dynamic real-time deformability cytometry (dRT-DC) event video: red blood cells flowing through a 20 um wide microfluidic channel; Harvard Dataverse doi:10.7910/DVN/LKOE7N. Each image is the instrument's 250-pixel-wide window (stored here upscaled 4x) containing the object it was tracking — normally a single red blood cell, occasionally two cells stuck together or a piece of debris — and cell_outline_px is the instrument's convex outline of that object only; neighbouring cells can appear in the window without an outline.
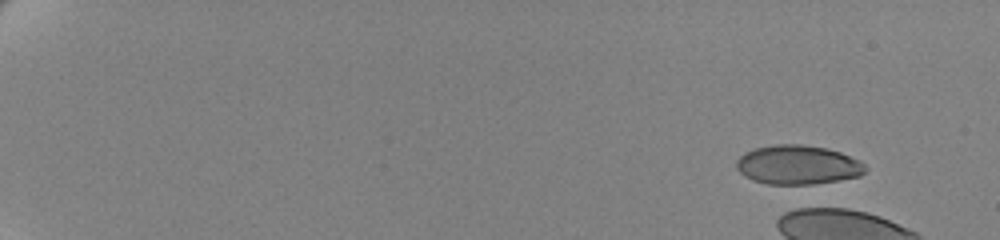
{"species": "human", "species_latin": "Homo sapiens", "temperature_condition": "cold", "stored_images_in_passage": 5, "camera_frame_rate_fps": 3000, "um_per_image_px": 0.085, "donor": {"sex": "female"}, "frame": {"image": 1, "passage_image": 1, "time_ms": 0.0, "image_size_px": [1000, 240], "cell_outline_px": [[868, 168], [860, 176], [812, 184], [768, 184], [752, 180], [744, 176], [736, 168], [736, 160], [744, 152], [756, 148], [776, 144], [800, 144], [824, 148], [840, 152], [860, 160]], "centroid_in_image_um": [67.79, 14.01], "position_along_channel_um": 17.2, "area_um2": 29.36}}